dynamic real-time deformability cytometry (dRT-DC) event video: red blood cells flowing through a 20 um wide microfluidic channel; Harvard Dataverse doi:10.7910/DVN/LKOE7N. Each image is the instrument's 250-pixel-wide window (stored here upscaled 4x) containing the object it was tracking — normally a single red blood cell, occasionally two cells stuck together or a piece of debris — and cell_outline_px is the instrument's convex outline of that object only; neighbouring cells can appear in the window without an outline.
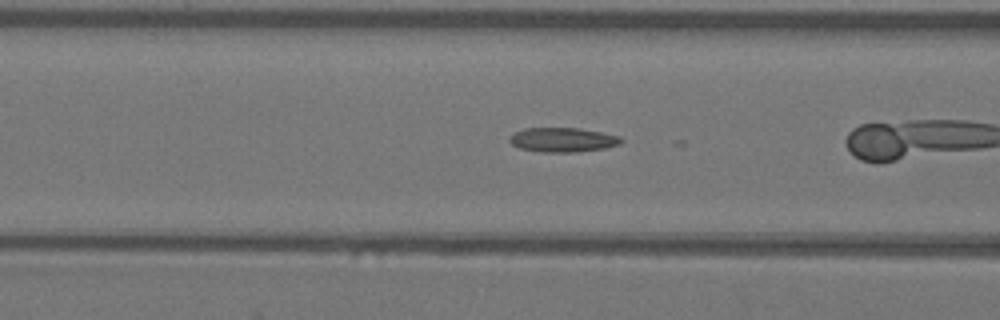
{"species": "Egyptian fruit bat (a non-hibernating species)", "species_latin": "Rousettus aegyptiacus", "temperature_condition": "warm", "stored_images_in_passage": 39, "camera_frame_rate_fps": 3000, "um_per_image_px": 0.085, "animal": {"sex": "female"}, "frame": {"image": 1, "passage_image": 18, "time_ms": 5.667, "image_size_px": [1000, 320], "cell_outline_px": [[624, 140], [620, 144], [604, 148], [576, 152], [540, 152], [520, 148], [512, 144], [508, 140], [508, 136], [512, 132], [524, 128], [580, 128], [620, 136]], "centroid_in_image_um": [47.79, 11.88], "position_along_channel_um": 118.8, "area_um2": 16.01}}
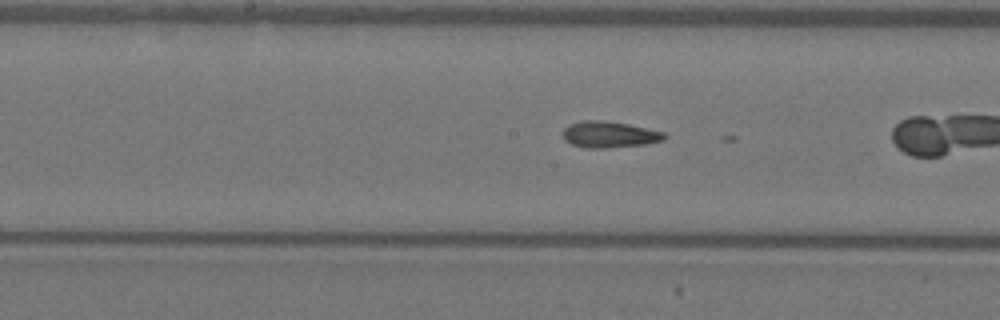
{"frame": {"image": 2, "passage_image": 24, "time_ms": 7.667, "image_size_px": [1000, 320], "cell_outline_px": [[668, 136], [664, 140], [648, 144], [604, 148], [584, 148], [572, 144], [564, 140], [560, 132], [568, 124], [584, 120], [600, 120], [628, 124], [664, 132]], "centroid_in_image_um": [51.76, 11.44], "position_along_channel_um": 196.4, "area_um2": 15.78}}